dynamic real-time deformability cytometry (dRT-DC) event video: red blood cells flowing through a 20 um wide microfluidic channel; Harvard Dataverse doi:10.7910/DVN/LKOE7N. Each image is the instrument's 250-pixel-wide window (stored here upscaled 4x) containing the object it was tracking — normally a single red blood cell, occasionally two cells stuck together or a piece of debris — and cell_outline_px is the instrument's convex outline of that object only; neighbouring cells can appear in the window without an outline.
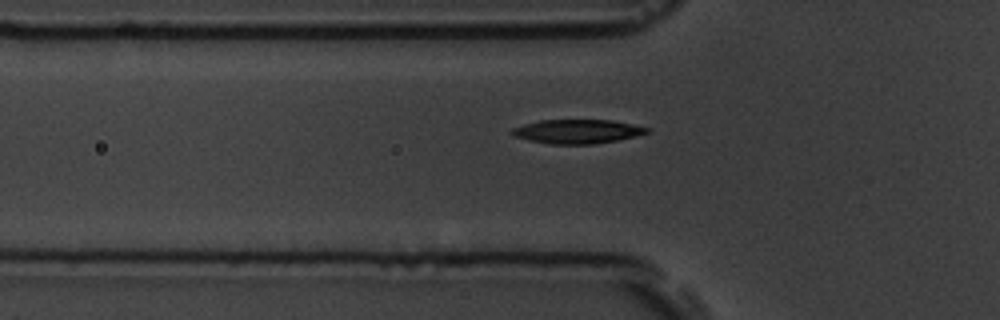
{"species": "common noctule bat (a hibernating species)", "species_latin": "Nyctalus noctula", "temperature_condition": "room temperature", "stored_images_in_passage": 36, "camera_frame_rate_fps": 3000, "um_per_image_px": 0.085, "animal": {"sex": "male", "body_mass_g": 19.5, "forearm_length_mm": 54.6}, "frame": {"image": 1, "passage_image": 5, "time_ms": 1.333, "image_size_px": [1000, 320], "cell_outline_px": [[652, 128], [648, 132], [636, 136], [616, 140], [592, 144], [548, 144], [528, 140], [516, 136], [508, 132], [512, 128], [524, 124], [540, 120], [612, 120]], "centroid_in_image_um": [49.06, 11.17], "position_along_channel_um": 76.7, "area_um2": 18.9}}
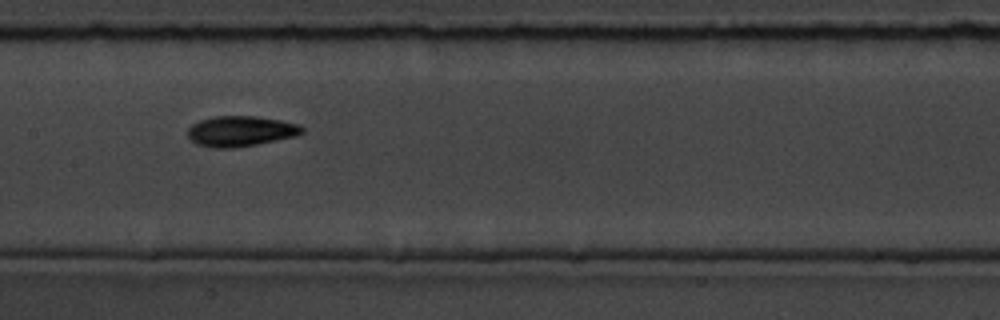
{"frame": {"image": 2, "passage_image": 14, "time_ms": 4.333, "image_size_px": [1000, 320], "cell_outline_px": [[304, 132], [296, 136], [256, 144], [232, 148], [212, 148], [196, 144], [188, 136], [188, 128], [192, 124], [200, 120], [212, 116], [256, 116], [280, 120], [300, 124], [304, 128]], "centroid_in_image_um": [20.45, 11.14], "position_along_channel_um": 186.9, "area_um2": 20.35}}
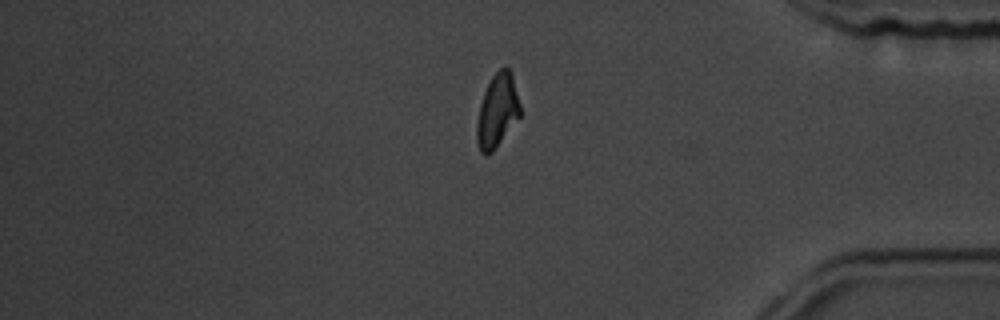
{"frame": {"image": 3, "passage_image": 33, "time_ms": 10.667, "image_size_px": [1000, 320], "cell_outline_px": [[520, 116], [492, 152], [484, 156], [480, 152], [476, 140], [476, 124], [480, 104], [484, 92], [492, 76], [500, 68], [508, 68], [512, 72], [520, 104]], "centroid_in_image_um": [42.26, 9.43], "position_along_channel_um": 392.9, "area_um2": 18.5}, "authors_computed_cell_mechanics": {"area_um2": 19.2763, "velocity_mm_per_s": 3.6561, "shape_relaxation_time_tau1_ms": 3.1287, "shape_relaxation_time_tau2_ms": 4.862, "deformation_change_tau1": 0.1462, "deformation_change_tau2": 0.0853}}